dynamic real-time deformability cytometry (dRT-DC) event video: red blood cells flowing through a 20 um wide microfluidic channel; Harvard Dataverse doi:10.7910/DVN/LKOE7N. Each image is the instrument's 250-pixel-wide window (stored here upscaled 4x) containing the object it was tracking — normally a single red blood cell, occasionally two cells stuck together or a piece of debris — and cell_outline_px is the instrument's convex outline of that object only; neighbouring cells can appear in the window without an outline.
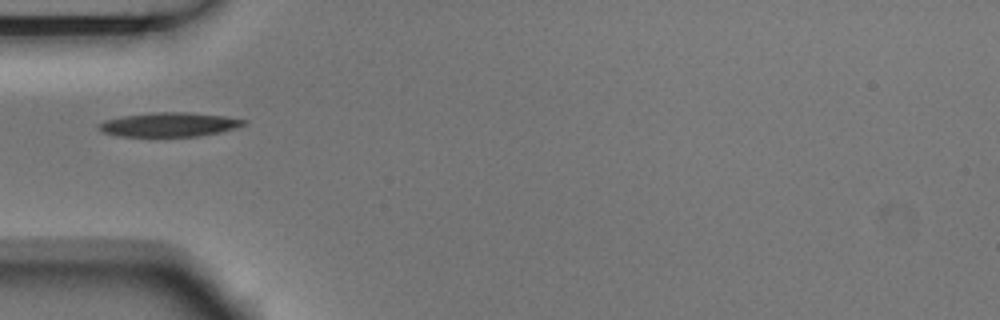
{"species": "Egyptian fruit bat (a non-hibernating species)", "species_latin": "Rousettus aegyptiacus", "temperature_condition": "room temperature", "stored_images_in_passage": 1, "camera_frame_rate_fps": 3000, "um_per_image_px": 0.085, "animal": {"sex": "male"}, "frame": {"image": 1, "passage_image": 1, "time_ms": 0.0, "image_size_px": [1000, 320], "cell_outline_px": [[248, 120], [244, 124], [236, 128], [220, 132], [200, 136], [120, 136], [104, 132], [96, 128], [104, 120], [124, 116], [152, 112], [188, 112], [224, 116]], "centroid_in_image_um": [14.4, 10.58], "position_along_channel_um": 70.6, "area_um2": 20.29}}